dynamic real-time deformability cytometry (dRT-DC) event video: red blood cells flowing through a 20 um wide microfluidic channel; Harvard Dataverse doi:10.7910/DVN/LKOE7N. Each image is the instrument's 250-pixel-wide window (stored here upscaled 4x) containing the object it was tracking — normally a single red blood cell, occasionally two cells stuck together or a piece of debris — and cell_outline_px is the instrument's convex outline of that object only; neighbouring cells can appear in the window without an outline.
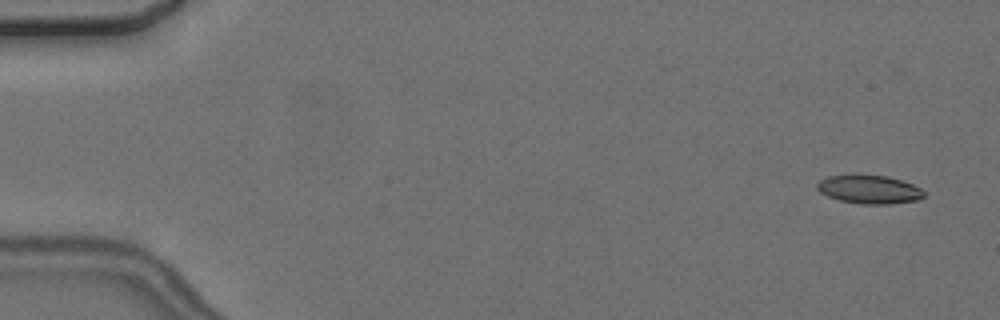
{"species": "common noctule bat (a hibernating species)", "species_latin": "Nyctalus noctula", "temperature_condition": "cold", "stored_images_in_passage": 6, "camera_frame_rate_fps": 3000, "um_per_image_px": 0.085, "animal": {"sex": "female", "body_mass_g": 24.6, "forearm_length_mm": 56.2}, "frame": {"image": 1, "passage_image": 2, "time_ms": 1.0, "image_size_px": [1000, 320], "cell_outline_px": [[924, 196], [920, 200], [888, 204], [860, 204], [840, 200], [828, 196], [820, 192], [816, 188], [816, 184], [820, 180], [828, 176], [888, 176], [912, 184], [920, 188], [924, 192]], "centroid_in_image_um": [73.9, 16.12], "position_along_channel_um": 11.1, "area_um2": 17.46}}
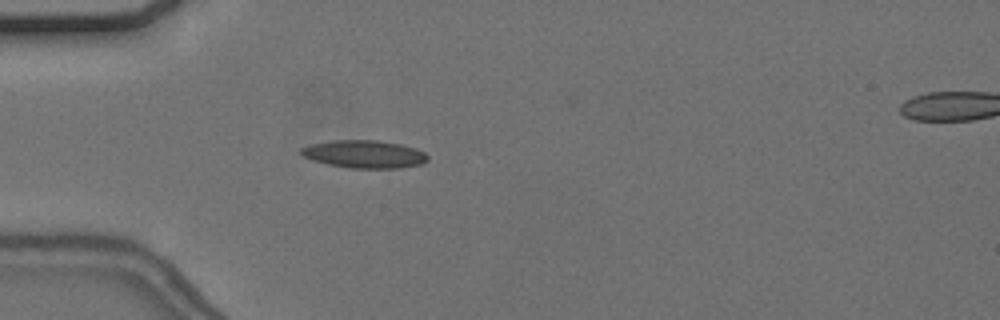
{"frame": {"image": 2, "passage_image": 6, "time_ms": 5.667, "image_size_px": [1000, 320], "cell_outline_px": [[428, 160], [424, 164], [400, 168], [352, 168], [328, 164], [312, 160], [304, 156], [300, 152], [300, 148], [312, 144], [332, 140], [376, 140], [400, 144], [416, 148], [424, 152], [428, 156]], "centroid_in_image_um": [31.0, 13.1], "position_along_channel_um": 54.0, "area_um2": 20.52}}